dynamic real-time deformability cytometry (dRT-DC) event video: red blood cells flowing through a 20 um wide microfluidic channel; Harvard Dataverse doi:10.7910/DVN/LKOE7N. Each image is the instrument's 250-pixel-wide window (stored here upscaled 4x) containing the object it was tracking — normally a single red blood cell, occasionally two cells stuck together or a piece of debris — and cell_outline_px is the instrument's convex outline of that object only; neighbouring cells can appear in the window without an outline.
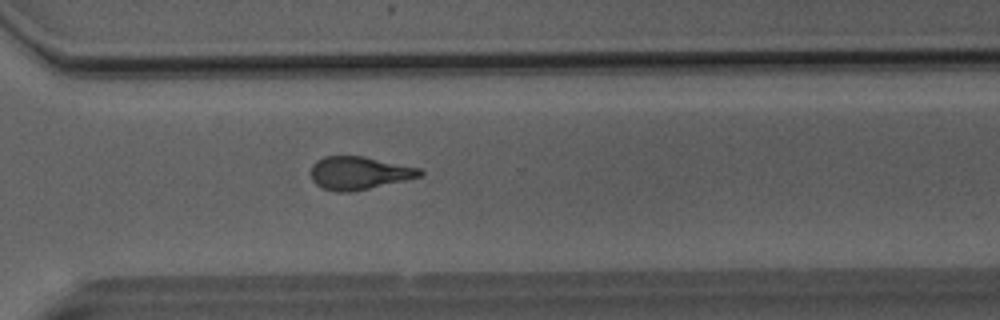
{"species": "Egyptian fruit bat (a non-hibernating species)", "species_latin": "Rousettus aegyptiacus", "temperature_condition": "room temperature", "stored_images_in_passage": 44, "camera_frame_rate_fps": 3000, "um_per_image_px": 0.085, "animal": {"sex": "male"}, "frame": {"image": 1, "passage_image": 33, "time_ms": 10.667, "image_size_px": [1000, 320], "cell_outline_px": [[424, 176], [352, 192], [336, 192], [324, 188], [316, 184], [312, 180], [312, 164], [316, 160], [324, 156], [364, 156], [420, 168], [424, 172]], "centroid_in_image_um": [30.55, 14.7], "position_along_channel_um": 340.1, "area_um2": 21.04}}
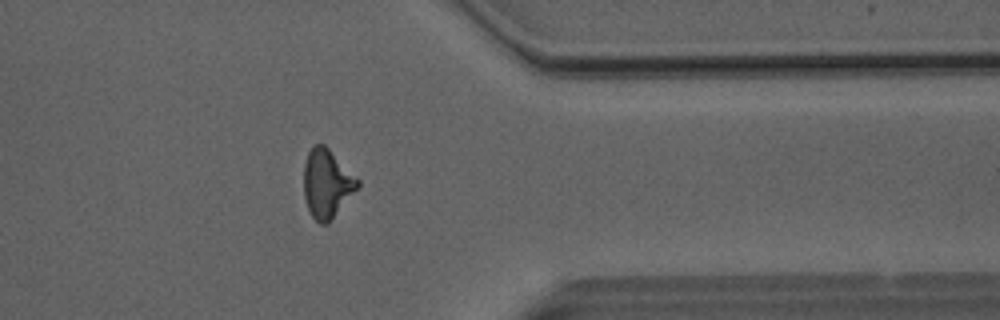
{"frame": {"image": 2, "passage_image": 37, "time_ms": 12.0, "image_size_px": [1000, 320], "cell_outline_px": [[360, 184], [328, 224], [320, 224], [312, 216], [308, 208], [304, 196], [304, 164], [308, 152], [312, 144], [324, 144], [360, 180]], "centroid_in_image_um": [27.77, 15.59], "position_along_channel_um": 383.6, "area_um2": 21.33}, "authors_computed_cell_mechanics": {"area_um2": 21.386, "velocity_mm_per_s": 4.0868, "shape_relaxation_time_tau1_ms": 5.7762, "shape_relaxation_time_tau2_ms": 1.4468, "deformation_change_tau1": 0.2091, "deformation_change_tau2": 0.1104}}